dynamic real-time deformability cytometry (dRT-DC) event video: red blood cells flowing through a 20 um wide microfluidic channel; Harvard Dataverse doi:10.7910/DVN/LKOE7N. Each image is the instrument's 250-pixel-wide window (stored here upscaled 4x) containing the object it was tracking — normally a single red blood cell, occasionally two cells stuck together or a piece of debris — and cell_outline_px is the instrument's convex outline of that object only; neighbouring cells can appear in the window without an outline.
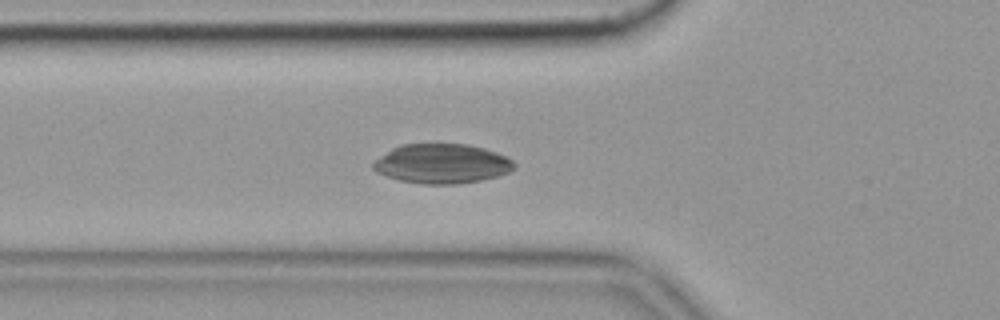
{"species": "common noctule bat (a hibernating species)", "species_latin": "Nyctalus noctula", "temperature_condition": "cold", "stored_images_in_passage": 36, "camera_frame_rate_fps": 3000, "um_per_image_px": 0.085, "animal": {"sex": "female", "body_mass_g": 19.9}, "frame": {"image": 1, "passage_image": 11, "time_ms": 3.333, "image_size_px": [1000, 320], "cell_outline_px": [[516, 168], [508, 172], [496, 176], [480, 180], [456, 184], [420, 184], [400, 180], [376, 172], [372, 168], [372, 164], [376, 160], [392, 148], [400, 144], [468, 144], [484, 148], [496, 152], [512, 160], [516, 164]], "centroid_in_image_um": [37.56, 13.91], "position_along_channel_um": 88.2, "area_um2": 32.37}}